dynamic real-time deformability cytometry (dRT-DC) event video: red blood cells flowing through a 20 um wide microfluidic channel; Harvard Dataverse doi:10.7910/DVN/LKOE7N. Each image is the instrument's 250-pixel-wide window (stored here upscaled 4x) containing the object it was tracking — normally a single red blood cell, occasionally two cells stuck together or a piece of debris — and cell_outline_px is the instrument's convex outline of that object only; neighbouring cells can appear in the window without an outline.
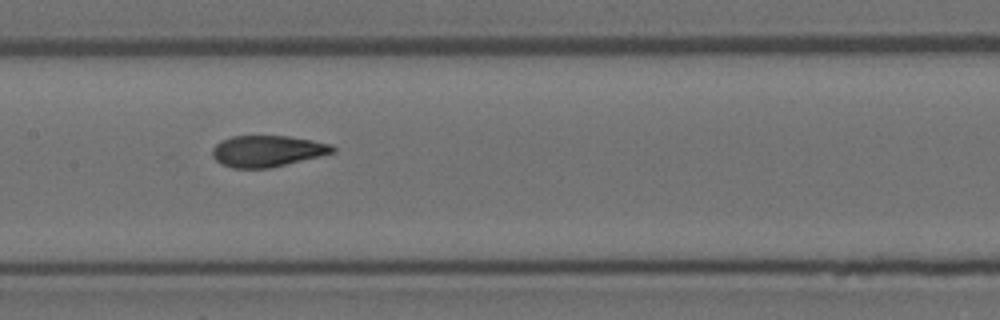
{"species": "Egyptian fruit bat (a non-hibernating species)", "species_latin": "Rousettus aegyptiacus", "temperature_condition": "room temperature", "stored_images_in_passage": 7, "camera_frame_rate_fps": 3000, "um_per_image_px": 0.085, "animal": {"sex": "female"}, "frame": {"image": 1, "passage_image": 5, "time_ms": 1.333, "image_size_px": [1000, 320], "cell_outline_px": [[336, 152], [320, 156], [268, 168], [232, 168], [220, 164], [212, 156], [212, 148], [220, 140], [232, 136], [288, 136], [312, 140], [332, 144], [336, 148]], "centroid_in_image_um": [22.71, 12.83], "position_along_channel_um": 184.7, "area_um2": 22.02}}
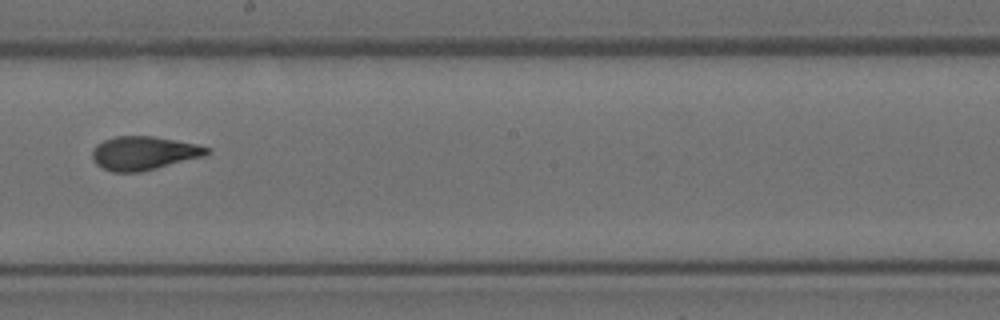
{"frame": {"image": 2, "passage_image": 6, "time_ms": 1.667, "image_size_px": [1000, 320], "cell_outline_px": [[212, 152], [204, 156], [140, 172], [112, 172], [96, 164], [92, 160], [92, 152], [96, 144], [104, 140], [116, 136], [152, 136], [176, 140], [196, 144], [212, 148]], "centroid_in_image_um": [12.23, 13.01], "position_along_channel_um": 236.0, "area_um2": 22.48}}
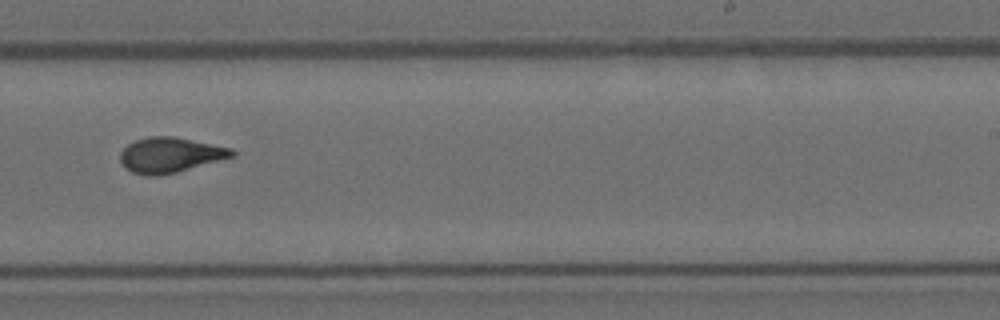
{"frame": {"image": 3, "passage_image": 7, "time_ms": 2.0, "image_size_px": [1000, 320], "cell_outline_px": [[236, 156], [176, 172], [160, 176], [144, 176], [132, 172], [120, 160], [120, 152], [128, 144], [136, 140], [148, 136], [172, 136], [232, 148], [236, 152]], "centroid_in_image_um": [14.48, 13.18], "position_along_channel_um": 274.5, "area_um2": 22.83}}